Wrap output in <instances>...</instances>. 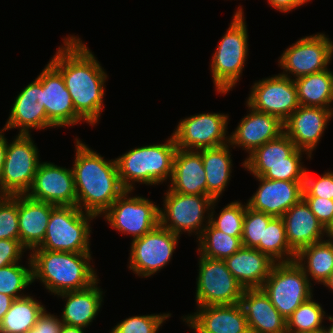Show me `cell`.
Returning a JSON list of instances; mask_svg holds the SVG:
<instances>
[{"instance_id":"6da1fadb","label":"cell","mask_w":333,"mask_h":333,"mask_svg":"<svg viewBox=\"0 0 333 333\" xmlns=\"http://www.w3.org/2000/svg\"><path fill=\"white\" fill-rule=\"evenodd\" d=\"M49 61L63 76L76 113L89 125L98 124L105 95L107 73L81 38H63Z\"/></svg>"},{"instance_id":"7a4b0ae2","label":"cell","mask_w":333,"mask_h":333,"mask_svg":"<svg viewBox=\"0 0 333 333\" xmlns=\"http://www.w3.org/2000/svg\"><path fill=\"white\" fill-rule=\"evenodd\" d=\"M73 174L77 207L96 217L102 214L125 191L121 185L116 160H106L75 138Z\"/></svg>"},{"instance_id":"3957f363","label":"cell","mask_w":333,"mask_h":333,"mask_svg":"<svg viewBox=\"0 0 333 333\" xmlns=\"http://www.w3.org/2000/svg\"><path fill=\"white\" fill-rule=\"evenodd\" d=\"M28 256L32 263V283L39 280L51 294L83 290L98 280L90 264L91 252L31 250Z\"/></svg>"},{"instance_id":"277c9868","label":"cell","mask_w":333,"mask_h":333,"mask_svg":"<svg viewBox=\"0 0 333 333\" xmlns=\"http://www.w3.org/2000/svg\"><path fill=\"white\" fill-rule=\"evenodd\" d=\"M178 147L173 134L164 144L133 148L115 158L119 179L125 190L133 191L135 183L158 185L171 179Z\"/></svg>"},{"instance_id":"5b68a950","label":"cell","mask_w":333,"mask_h":333,"mask_svg":"<svg viewBox=\"0 0 333 333\" xmlns=\"http://www.w3.org/2000/svg\"><path fill=\"white\" fill-rule=\"evenodd\" d=\"M303 154H306L309 159L312 158L308 152L298 149L283 132L247 155L242 166L254 177L304 182L308 169L302 165Z\"/></svg>"},{"instance_id":"8992f818","label":"cell","mask_w":333,"mask_h":333,"mask_svg":"<svg viewBox=\"0 0 333 333\" xmlns=\"http://www.w3.org/2000/svg\"><path fill=\"white\" fill-rule=\"evenodd\" d=\"M234 13L210 63L215 91L224 95L240 80L249 50L248 30L242 6Z\"/></svg>"},{"instance_id":"52a82bcc","label":"cell","mask_w":333,"mask_h":333,"mask_svg":"<svg viewBox=\"0 0 333 333\" xmlns=\"http://www.w3.org/2000/svg\"><path fill=\"white\" fill-rule=\"evenodd\" d=\"M96 216L77 206H54L43 242L32 250L90 252L91 220Z\"/></svg>"},{"instance_id":"ba28073f","label":"cell","mask_w":333,"mask_h":333,"mask_svg":"<svg viewBox=\"0 0 333 333\" xmlns=\"http://www.w3.org/2000/svg\"><path fill=\"white\" fill-rule=\"evenodd\" d=\"M166 191L164 207H159V225L180 236L183 232L194 233L198 239L210 222L214 199L206 195L180 194L170 189Z\"/></svg>"},{"instance_id":"9c48e42d","label":"cell","mask_w":333,"mask_h":333,"mask_svg":"<svg viewBox=\"0 0 333 333\" xmlns=\"http://www.w3.org/2000/svg\"><path fill=\"white\" fill-rule=\"evenodd\" d=\"M312 285L302 267L294 260L274 263L261 289L287 319L296 308L313 296Z\"/></svg>"},{"instance_id":"30bf717a","label":"cell","mask_w":333,"mask_h":333,"mask_svg":"<svg viewBox=\"0 0 333 333\" xmlns=\"http://www.w3.org/2000/svg\"><path fill=\"white\" fill-rule=\"evenodd\" d=\"M31 136L18 133L12 143L7 142L0 196L25 195L29 191L41 163Z\"/></svg>"},{"instance_id":"8fae6325","label":"cell","mask_w":333,"mask_h":333,"mask_svg":"<svg viewBox=\"0 0 333 333\" xmlns=\"http://www.w3.org/2000/svg\"><path fill=\"white\" fill-rule=\"evenodd\" d=\"M198 265L195 293L197 307L240 303L245 289L227 268L224 260L200 255Z\"/></svg>"},{"instance_id":"7c38bea8","label":"cell","mask_w":333,"mask_h":333,"mask_svg":"<svg viewBox=\"0 0 333 333\" xmlns=\"http://www.w3.org/2000/svg\"><path fill=\"white\" fill-rule=\"evenodd\" d=\"M132 192L125 190L102 216L113 229L135 240L159 225V206L146 197H129Z\"/></svg>"},{"instance_id":"4fadbf2b","label":"cell","mask_w":333,"mask_h":333,"mask_svg":"<svg viewBox=\"0 0 333 333\" xmlns=\"http://www.w3.org/2000/svg\"><path fill=\"white\" fill-rule=\"evenodd\" d=\"M279 58L278 65L283 69L279 74L284 77L293 75L296 79L318 73L328 69L333 58V42L324 33L305 36L286 48Z\"/></svg>"},{"instance_id":"5bb4252c","label":"cell","mask_w":333,"mask_h":333,"mask_svg":"<svg viewBox=\"0 0 333 333\" xmlns=\"http://www.w3.org/2000/svg\"><path fill=\"white\" fill-rule=\"evenodd\" d=\"M179 235L158 225L140 238L132 240L129 270L139 277H151L172 259Z\"/></svg>"},{"instance_id":"9a60e30c","label":"cell","mask_w":333,"mask_h":333,"mask_svg":"<svg viewBox=\"0 0 333 333\" xmlns=\"http://www.w3.org/2000/svg\"><path fill=\"white\" fill-rule=\"evenodd\" d=\"M228 116L213 112L181 119L172 133L176 146L178 149L198 151L228 144Z\"/></svg>"},{"instance_id":"2e32d148","label":"cell","mask_w":333,"mask_h":333,"mask_svg":"<svg viewBox=\"0 0 333 333\" xmlns=\"http://www.w3.org/2000/svg\"><path fill=\"white\" fill-rule=\"evenodd\" d=\"M246 103L254 110L271 114L283 123L299 107L293 78L280 74L262 78L252 85Z\"/></svg>"},{"instance_id":"e0dca14e","label":"cell","mask_w":333,"mask_h":333,"mask_svg":"<svg viewBox=\"0 0 333 333\" xmlns=\"http://www.w3.org/2000/svg\"><path fill=\"white\" fill-rule=\"evenodd\" d=\"M26 195L56 206H77L73 170L41 162Z\"/></svg>"},{"instance_id":"ac0fdd59","label":"cell","mask_w":333,"mask_h":333,"mask_svg":"<svg viewBox=\"0 0 333 333\" xmlns=\"http://www.w3.org/2000/svg\"><path fill=\"white\" fill-rule=\"evenodd\" d=\"M37 77L43 86V103L47 118L55 128L74 126L84 121L75 111L63 76L50 62Z\"/></svg>"},{"instance_id":"d6986e66","label":"cell","mask_w":333,"mask_h":333,"mask_svg":"<svg viewBox=\"0 0 333 333\" xmlns=\"http://www.w3.org/2000/svg\"><path fill=\"white\" fill-rule=\"evenodd\" d=\"M55 128L48 120L43 103V86L37 77L16 96L3 129L19 128V134H31V129ZM30 131V132H29Z\"/></svg>"},{"instance_id":"ffe728a7","label":"cell","mask_w":333,"mask_h":333,"mask_svg":"<svg viewBox=\"0 0 333 333\" xmlns=\"http://www.w3.org/2000/svg\"><path fill=\"white\" fill-rule=\"evenodd\" d=\"M332 116L333 109L299 105L283 123L284 133L312 156Z\"/></svg>"},{"instance_id":"44dd1931","label":"cell","mask_w":333,"mask_h":333,"mask_svg":"<svg viewBox=\"0 0 333 333\" xmlns=\"http://www.w3.org/2000/svg\"><path fill=\"white\" fill-rule=\"evenodd\" d=\"M197 309L194 314L182 317L195 333H250L240 303L198 306Z\"/></svg>"},{"instance_id":"7402d4cb","label":"cell","mask_w":333,"mask_h":333,"mask_svg":"<svg viewBox=\"0 0 333 333\" xmlns=\"http://www.w3.org/2000/svg\"><path fill=\"white\" fill-rule=\"evenodd\" d=\"M254 178L260 183L257 191L248 200L247 206L255 211L282 217L303 198L304 182Z\"/></svg>"},{"instance_id":"603a6c76","label":"cell","mask_w":333,"mask_h":333,"mask_svg":"<svg viewBox=\"0 0 333 333\" xmlns=\"http://www.w3.org/2000/svg\"><path fill=\"white\" fill-rule=\"evenodd\" d=\"M248 113L235 130L229 135V144L234 149L242 147V150L251 154L256 148L266 142L277 138L284 132L283 122L271 114L254 110L247 103Z\"/></svg>"},{"instance_id":"cb8c5ba5","label":"cell","mask_w":333,"mask_h":333,"mask_svg":"<svg viewBox=\"0 0 333 333\" xmlns=\"http://www.w3.org/2000/svg\"><path fill=\"white\" fill-rule=\"evenodd\" d=\"M240 305L250 333H287V321L261 288L245 289Z\"/></svg>"},{"instance_id":"d4e9b609","label":"cell","mask_w":333,"mask_h":333,"mask_svg":"<svg viewBox=\"0 0 333 333\" xmlns=\"http://www.w3.org/2000/svg\"><path fill=\"white\" fill-rule=\"evenodd\" d=\"M286 239L290 248L297 254L302 248L324 239L326 229L311 212L309 205L302 198L283 216Z\"/></svg>"},{"instance_id":"484cf974","label":"cell","mask_w":333,"mask_h":333,"mask_svg":"<svg viewBox=\"0 0 333 333\" xmlns=\"http://www.w3.org/2000/svg\"><path fill=\"white\" fill-rule=\"evenodd\" d=\"M168 186L180 194L207 196L206 172L199 151L177 149Z\"/></svg>"},{"instance_id":"4316f807","label":"cell","mask_w":333,"mask_h":333,"mask_svg":"<svg viewBox=\"0 0 333 333\" xmlns=\"http://www.w3.org/2000/svg\"><path fill=\"white\" fill-rule=\"evenodd\" d=\"M54 204L18 195L19 240L28 250L37 248L44 240Z\"/></svg>"},{"instance_id":"83f0119b","label":"cell","mask_w":333,"mask_h":333,"mask_svg":"<svg viewBox=\"0 0 333 333\" xmlns=\"http://www.w3.org/2000/svg\"><path fill=\"white\" fill-rule=\"evenodd\" d=\"M224 261L244 289L261 288L275 263L259 250L243 246Z\"/></svg>"},{"instance_id":"f1b7e54d","label":"cell","mask_w":333,"mask_h":333,"mask_svg":"<svg viewBox=\"0 0 333 333\" xmlns=\"http://www.w3.org/2000/svg\"><path fill=\"white\" fill-rule=\"evenodd\" d=\"M99 279L83 290L64 292L56 295L64 298L66 303L62 310L63 324L87 328L100 312L103 302V291L98 287Z\"/></svg>"},{"instance_id":"f546056e","label":"cell","mask_w":333,"mask_h":333,"mask_svg":"<svg viewBox=\"0 0 333 333\" xmlns=\"http://www.w3.org/2000/svg\"><path fill=\"white\" fill-rule=\"evenodd\" d=\"M230 146L228 143L198 150L206 172L207 196L214 200H219L231 179L233 164Z\"/></svg>"},{"instance_id":"4dcf8cb0","label":"cell","mask_w":333,"mask_h":333,"mask_svg":"<svg viewBox=\"0 0 333 333\" xmlns=\"http://www.w3.org/2000/svg\"><path fill=\"white\" fill-rule=\"evenodd\" d=\"M293 80L299 105L333 109V71L330 68Z\"/></svg>"},{"instance_id":"1f68e13d","label":"cell","mask_w":333,"mask_h":333,"mask_svg":"<svg viewBox=\"0 0 333 333\" xmlns=\"http://www.w3.org/2000/svg\"><path fill=\"white\" fill-rule=\"evenodd\" d=\"M295 261L302 267L310 283L315 281V284L322 285L333 271V240L323 239L302 248L296 254Z\"/></svg>"},{"instance_id":"d6a6232c","label":"cell","mask_w":333,"mask_h":333,"mask_svg":"<svg viewBox=\"0 0 333 333\" xmlns=\"http://www.w3.org/2000/svg\"><path fill=\"white\" fill-rule=\"evenodd\" d=\"M45 306L33 296L14 299L0 324V333H24L33 328Z\"/></svg>"},{"instance_id":"836d02e7","label":"cell","mask_w":333,"mask_h":333,"mask_svg":"<svg viewBox=\"0 0 333 333\" xmlns=\"http://www.w3.org/2000/svg\"><path fill=\"white\" fill-rule=\"evenodd\" d=\"M255 249L266 254L275 263L290 262L296 258V253L287 242L282 217H274L268 226L264 227L263 241H260Z\"/></svg>"},{"instance_id":"e575fe53","label":"cell","mask_w":333,"mask_h":333,"mask_svg":"<svg viewBox=\"0 0 333 333\" xmlns=\"http://www.w3.org/2000/svg\"><path fill=\"white\" fill-rule=\"evenodd\" d=\"M199 255L225 260L242 247L241 237L229 236L214 228L210 223L197 239Z\"/></svg>"},{"instance_id":"d590c367","label":"cell","mask_w":333,"mask_h":333,"mask_svg":"<svg viewBox=\"0 0 333 333\" xmlns=\"http://www.w3.org/2000/svg\"><path fill=\"white\" fill-rule=\"evenodd\" d=\"M313 296L303 302L286 319L287 333H315L322 331L324 318H327L322 305L313 300Z\"/></svg>"},{"instance_id":"8d00e7d4","label":"cell","mask_w":333,"mask_h":333,"mask_svg":"<svg viewBox=\"0 0 333 333\" xmlns=\"http://www.w3.org/2000/svg\"><path fill=\"white\" fill-rule=\"evenodd\" d=\"M219 202L218 200H214L211 212H210V224L222 231L223 233L234 236V237H242L243 233V221L246 212V206L239 201H234L227 204L223 207L217 216L215 215V205ZM216 217V218H215Z\"/></svg>"},{"instance_id":"74e56055","label":"cell","mask_w":333,"mask_h":333,"mask_svg":"<svg viewBox=\"0 0 333 333\" xmlns=\"http://www.w3.org/2000/svg\"><path fill=\"white\" fill-rule=\"evenodd\" d=\"M27 260L28 267L18 262L0 268V293L11 296L13 299L26 296L21 291L32 284L30 256Z\"/></svg>"},{"instance_id":"f35d334b","label":"cell","mask_w":333,"mask_h":333,"mask_svg":"<svg viewBox=\"0 0 333 333\" xmlns=\"http://www.w3.org/2000/svg\"><path fill=\"white\" fill-rule=\"evenodd\" d=\"M274 216L255 211L246 206L243 221L242 246L256 248L263 241L264 227H267Z\"/></svg>"},{"instance_id":"ab89813d","label":"cell","mask_w":333,"mask_h":333,"mask_svg":"<svg viewBox=\"0 0 333 333\" xmlns=\"http://www.w3.org/2000/svg\"><path fill=\"white\" fill-rule=\"evenodd\" d=\"M171 313L131 316L117 323L110 333H157Z\"/></svg>"},{"instance_id":"60d3db41","label":"cell","mask_w":333,"mask_h":333,"mask_svg":"<svg viewBox=\"0 0 333 333\" xmlns=\"http://www.w3.org/2000/svg\"><path fill=\"white\" fill-rule=\"evenodd\" d=\"M19 240L18 195L0 196V240Z\"/></svg>"},{"instance_id":"b9f144b4","label":"cell","mask_w":333,"mask_h":333,"mask_svg":"<svg viewBox=\"0 0 333 333\" xmlns=\"http://www.w3.org/2000/svg\"><path fill=\"white\" fill-rule=\"evenodd\" d=\"M303 197H320L333 200V171H327L320 178L314 179L306 170Z\"/></svg>"},{"instance_id":"7bdbcfd3","label":"cell","mask_w":333,"mask_h":333,"mask_svg":"<svg viewBox=\"0 0 333 333\" xmlns=\"http://www.w3.org/2000/svg\"><path fill=\"white\" fill-rule=\"evenodd\" d=\"M311 212L316 216L325 229L333 221V200L320 197H303Z\"/></svg>"},{"instance_id":"ee69618b","label":"cell","mask_w":333,"mask_h":333,"mask_svg":"<svg viewBox=\"0 0 333 333\" xmlns=\"http://www.w3.org/2000/svg\"><path fill=\"white\" fill-rule=\"evenodd\" d=\"M25 251L26 248L21 244L20 240L1 239L0 268L12 263L21 262L20 260Z\"/></svg>"},{"instance_id":"f6af8a7d","label":"cell","mask_w":333,"mask_h":333,"mask_svg":"<svg viewBox=\"0 0 333 333\" xmlns=\"http://www.w3.org/2000/svg\"><path fill=\"white\" fill-rule=\"evenodd\" d=\"M63 322L57 315L48 313L45 309L34 327H40V333H60Z\"/></svg>"},{"instance_id":"bcb514c9","label":"cell","mask_w":333,"mask_h":333,"mask_svg":"<svg viewBox=\"0 0 333 333\" xmlns=\"http://www.w3.org/2000/svg\"><path fill=\"white\" fill-rule=\"evenodd\" d=\"M310 0H268V4L282 13H289L292 10L297 9Z\"/></svg>"},{"instance_id":"7dc6e473","label":"cell","mask_w":333,"mask_h":333,"mask_svg":"<svg viewBox=\"0 0 333 333\" xmlns=\"http://www.w3.org/2000/svg\"><path fill=\"white\" fill-rule=\"evenodd\" d=\"M14 299L11 296L0 293V324L4 318V315L10 309V306Z\"/></svg>"},{"instance_id":"c3c4849f","label":"cell","mask_w":333,"mask_h":333,"mask_svg":"<svg viewBox=\"0 0 333 333\" xmlns=\"http://www.w3.org/2000/svg\"><path fill=\"white\" fill-rule=\"evenodd\" d=\"M4 129L0 130V182L2 177V169L6 157V148H7V138L4 135Z\"/></svg>"},{"instance_id":"681fc988","label":"cell","mask_w":333,"mask_h":333,"mask_svg":"<svg viewBox=\"0 0 333 333\" xmlns=\"http://www.w3.org/2000/svg\"><path fill=\"white\" fill-rule=\"evenodd\" d=\"M84 331V328L63 324L60 333H85Z\"/></svg>"},{"instance_id":"f907efd6","label":"cell","mask_w":333,"mask_h":333,"mask_svg":"<svg viewBox=\"0 0 333 333\" xmlns=\"http://www.w3.org/2000/svg\"><path fill=\"white\" fill-rule=\"evenodd\" d=\"M324 287H328V289H331L333 291V271L328 276V278L323 282Z\"/></svg>"},{"instance_id":"816d5d0a","label":"cell","mask_w":333,"mask_h":333,"mask_svg":"<svg viewBox=\"0 0 333 333\" xmlns=\"http://www.w3.org/2000/svg\"><path fill=\"white\" fill-rule=\"evenodd\" d=\"M327 320H329L332 324L328 327L324 326L322 332L323 333H333V315L327 316Z\"/></svg>"},{"instance_id":"f5cc1de1","label":"cell","mask_w":333,"mask_h":333,"mask_svg":"<svg viewBox=\"0 0 333 333\" xmlns=\"http://www.w3.org/2000/svg\"><path fill=\"white\" fill-rule=\"evenodd\" d=\"M328 236V237H327ZM326 237L328 239H332L333 240V221L332 223L329 225V227L326 229Z\"/></svg>"},{"instance_id":"db71d44e","label":"cell","mask_w":333,"mask_h":333,"mask_svg":"<svg viewBox=\"0 0 333 333\" xmlns=\"http://www.w3.org/2000/svg\"><path fill=\"white\" fill-rule=\"evenodd\" d=\"M24 333H40V327H33L25 331Z\"/></svg>"}]
</instances>
